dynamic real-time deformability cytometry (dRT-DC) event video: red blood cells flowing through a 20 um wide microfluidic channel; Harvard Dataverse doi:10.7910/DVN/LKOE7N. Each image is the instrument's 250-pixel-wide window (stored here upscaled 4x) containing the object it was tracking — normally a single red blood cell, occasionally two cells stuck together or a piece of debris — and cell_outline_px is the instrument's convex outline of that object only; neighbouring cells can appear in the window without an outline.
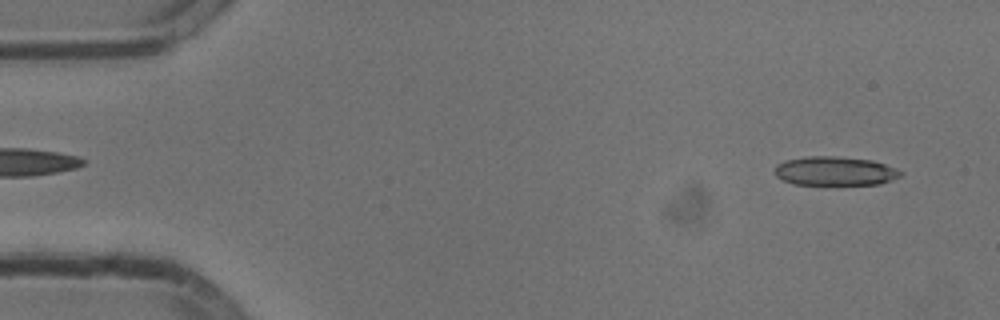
{"species": "common noctule bat (a hibernating species)", "species_latin": "Nyctalus noctula", "temperature_condition": "cold", "stored_images_in_passage": 51, "camera_frame_rate_fps": 3000, "um_per_image_px": 0.085, "animal": {"sex": "male", "body_mass_g": 13.3}, "frame": {"image": 1, "passage_image": 1, "time_ms": 0.0, "image_size_px": [1000, 320], "cell_outline_px": [[904, 172], [900, 176], [892, 180], [880, 184], [792, 184], [776, 176], [776, 164], [784, 160], [804, 156], [836, 156], [872, 160], [884, 164]], "centroid_in_image_um": [70.96, 14.53], "position_along_channel_um": 14.0, "area_um2": 21.21}}
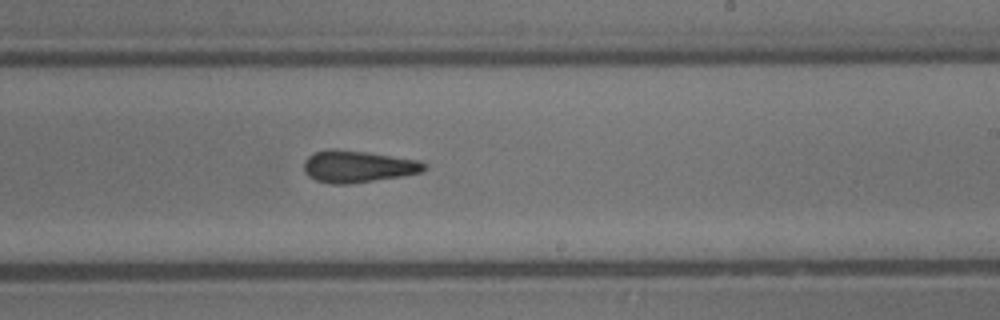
{"frame": {"image": 2, "passage_image": 29, "time_ms": 9.333, "image_size_px": [1000, 320], "cell_outline_px": [[428, 168], [424, 172], [404, 176], [348, 184], [332, 184], [316, 180], [308, 176], [304, 172], [304, 160], [308, 156], [316, 152], [328, 148], [336, 148], [420, 160], [428, 164]], "centroid_in_image_um": [30.45, 14.15], "position_along_channel_um": 258.6, "area_um2": 22.66}}
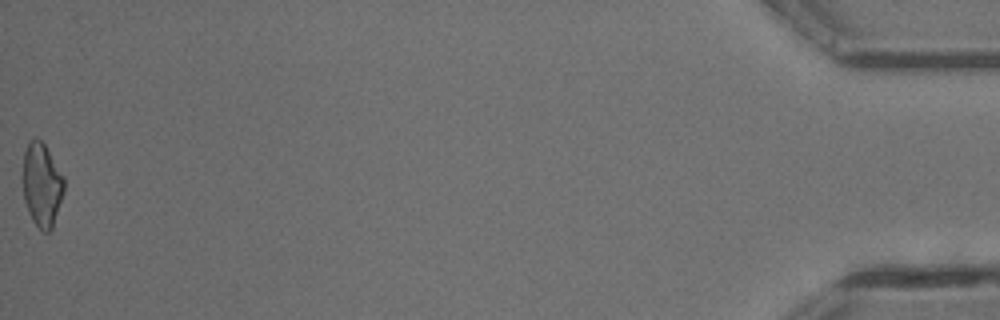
{"frame": {"image": 3, "passage_image": 51, "time_ms": 16.667, "image_size_px": [1000, 320], "cell_outline_px": [[64, 192], [52, 228], [48, 232], [44, 232], [32, 220], [28, 212], [24, 200], [20, 176], [24, 152], [28, 140], [32, 136], [36, 136], [44, 144], [64, 176]], "centroid_in_image_um": [3.51, 15.65], "position_along_channel_um": 431.7, "area_um2": 20.69}, "authors_computed_cell_mechanics": {"area_um2": 21.964, "velocity_mm_per_s": 3.8091, "shape_relaxation_time_tau1_ms": null, "shape_relaxation_time_tau2_ms": 3.167, "deformation_change_tau1": null, "deformation_change_tau2": 0.117}}